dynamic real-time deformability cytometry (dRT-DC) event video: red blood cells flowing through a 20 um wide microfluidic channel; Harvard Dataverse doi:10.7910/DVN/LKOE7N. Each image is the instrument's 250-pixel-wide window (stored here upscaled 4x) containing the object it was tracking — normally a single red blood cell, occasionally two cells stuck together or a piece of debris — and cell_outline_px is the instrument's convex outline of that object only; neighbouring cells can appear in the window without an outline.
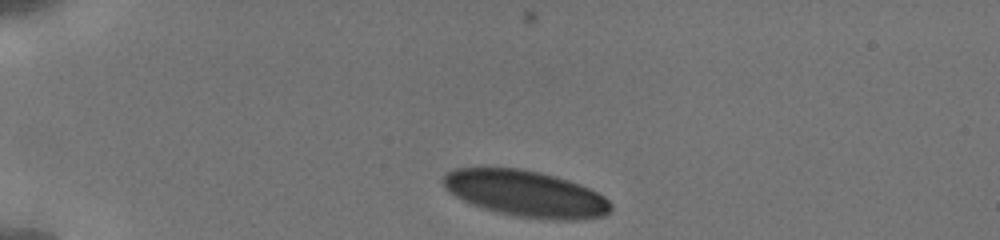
{"species": "human", "species_latin": "Homo sapiens", "temperature_condition": "cold", "stored_images_in_passage": 41, "camera_frame_rate_fps": 3000, "um_per_image_px": 0.085, "donor": {"sex": "male"}, "frame": {"image": 1, "passage_image": 1, "time_ms": 0.0, "image_size_px": [1000, 240], "cell_outline_px": [[612, 208], [604, 216], [572, 220], [552, 220], [516, 216], [484, 208], [472, 204], [448, 192], [444, 188], [444, 176], [452, 168], [520, 168], [540, 172], [556, 176], [580, 184], [604, 196], [612, 204]], "centroid_in_image_um": [44.7, 16.45], "position_along_channel_um": 40.3, "area_um2": 44.97}}
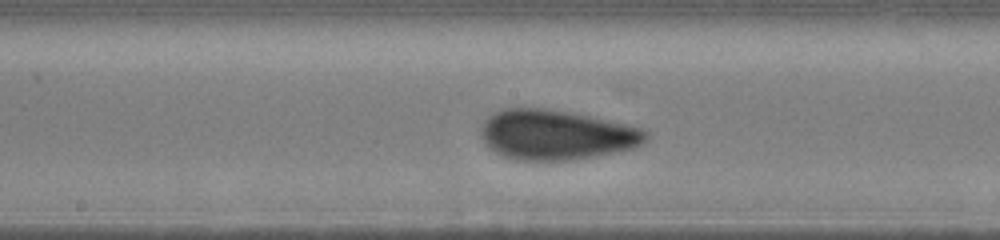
{"frame": {"image": 2, "passage_image": 22, "time_ms": 5.667, "image_size_px": [1000, 240], "cell_outline_px": [[648, 140], [632, 148], [572, 160], [516, 160], [500, 156], [488, 148], [480, 136], [480, 128], [484, 120], [488, 116], [504, 108], [544, 108], [568, 112], [588, 116], [624, 124], [640, 128], [648, 132]], "centroid_in_image_um": [47.19, 11.46], "position_along_channel_um": 201.0, "area_um2": 47.8}}
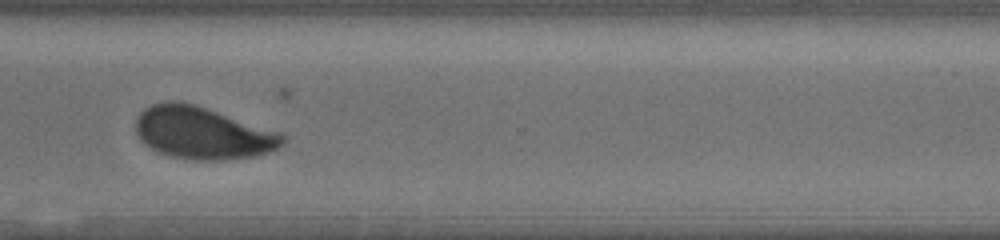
{"frame": {"image": 3, "passage_image": 40, "time_ms": 9.667, "image_size_px": [1000, 240], "cell_outline_px": [[288, 136], [284, 144], [268, 152], [256, 156], [224, 160], [192, 160], [168, 156], [144, 144], [140, 140], [136, 132], [136, 116], [144, 108], [152, 104], [168, 100], [180, 100], [284, 132]], "centroid_in_image_um": [17.25, 11.29], "position_along_channel_um": 353.3, "area_um2": 45.37}}